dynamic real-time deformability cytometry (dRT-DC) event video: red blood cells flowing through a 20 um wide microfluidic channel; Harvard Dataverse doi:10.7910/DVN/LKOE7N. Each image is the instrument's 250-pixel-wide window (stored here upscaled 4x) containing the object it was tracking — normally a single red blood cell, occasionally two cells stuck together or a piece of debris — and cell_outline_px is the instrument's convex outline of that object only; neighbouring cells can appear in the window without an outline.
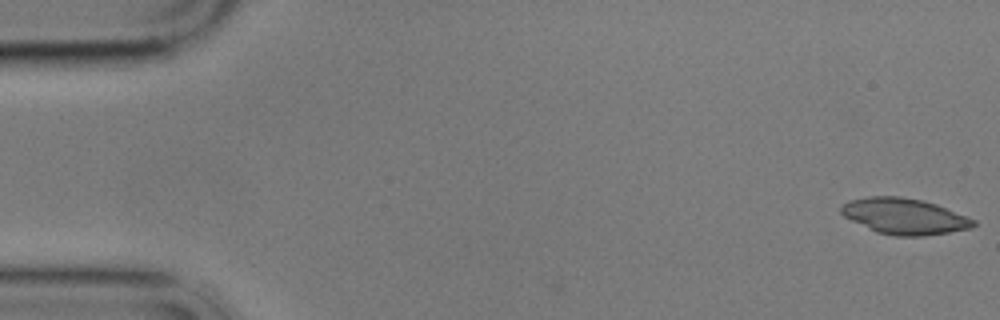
{"species": "common noctule bat (a hibernating species)", "species_latin": "Nyctalus noctula", "temperature_condition": "cold", "stored_images_in_passage": 6, "segment_of_instrument_passage": [1, 2], "camera_frame_rate_fps": 3000, "um_per_image_px": 0.085, "animal": {"sex": "male", "body_mass_g": 17.9}, "frame": {"image": 1, "passage_image": 1, "time_ms": 0.0, "image_size_px": [1000, 320], "cell_outline_px": [[976, 224], [972, 228], [924, 236], [896, 236], [876, 232], [844, 216], [840, 212], [840, 208], [848, 200], [868, 196], [900, 196], [924, 200], [936, 204], [976, 220]], "centroid_in_image_um": [76.87, 18.37], "position_along_channel_um": 8.1, "area_um2": 27.69}}